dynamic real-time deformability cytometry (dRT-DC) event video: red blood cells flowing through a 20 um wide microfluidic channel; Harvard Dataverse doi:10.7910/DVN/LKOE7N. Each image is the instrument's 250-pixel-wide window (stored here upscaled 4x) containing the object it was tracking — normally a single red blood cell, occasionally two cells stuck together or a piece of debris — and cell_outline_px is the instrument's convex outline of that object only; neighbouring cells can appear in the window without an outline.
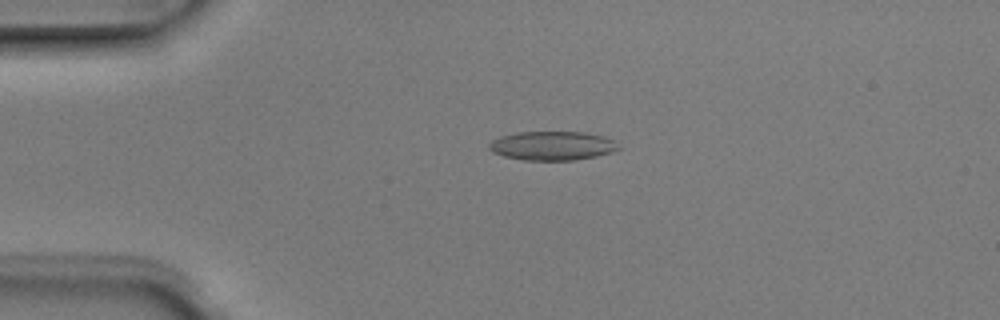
{"species": "Egyptian fruit bat (a non-hibernating species)", "species_latin": "Rousettus aegyptiacus", "temperature_condition": "room temperature", "stored_images_in_passage": 4, "camera_frame_rate_fps": 3000, "um_per_image_px": 0.085, "animal": {"sex": "male"}, "frame": {"image": 1, "passage_image": 4, "time_ms": 1.0, "image_size_px": [1000, 320], "cell_outline_px": [[620, 148], [612, 152], [596, 156], [572, 160], [524, 160], [504, 156], [492, 152], [488, 148], [488, 144], [492, 140], [500, 136], [516, 132], [584, 132], [604, 136], [612, 140]], "centroid_in_image_um": [46.91, 12.38], "position_along_channel_um": 38.1, "area_um2": 21.79}}